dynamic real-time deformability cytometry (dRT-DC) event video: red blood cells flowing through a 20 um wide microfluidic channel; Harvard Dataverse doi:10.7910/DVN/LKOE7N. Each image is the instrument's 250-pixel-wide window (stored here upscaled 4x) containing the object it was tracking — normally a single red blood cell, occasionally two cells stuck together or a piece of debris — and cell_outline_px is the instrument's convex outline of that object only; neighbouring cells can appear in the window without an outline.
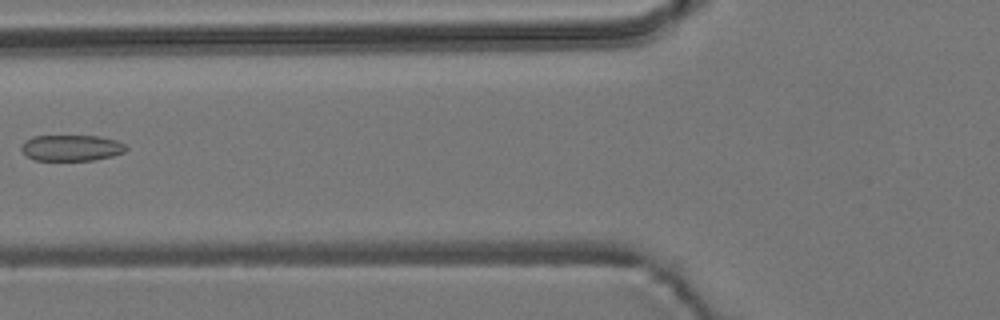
{"species": "common noctule bat (a hibernating species)", "species_latin": "Nyctalus noctula", "temperature_condition": "room temperature", "stored_images_in_passage": 5, "camera_frame_rate_fps": 3000, "um_per_image_px": 0.085, "animal": {"sex": "male", "body_mass_g": 19.2, "forearm_length_mm": 51.8}, "frame": {"image": 1, "passage_image": 5, "time_ms": 4.667, "image_size_px": [1000, 320], "cell_outline_px": [[128, 148], [124, 152], [112, 156], [92, 160], [36, 160], [28, 156], [20, 148], [32, 136], [100, 136], [116, 140], [124, 144]], "centroid_in_image_um": [6.11, 12.56], "position_along_channel_um": 119.7, "area_um2": 15.66}}